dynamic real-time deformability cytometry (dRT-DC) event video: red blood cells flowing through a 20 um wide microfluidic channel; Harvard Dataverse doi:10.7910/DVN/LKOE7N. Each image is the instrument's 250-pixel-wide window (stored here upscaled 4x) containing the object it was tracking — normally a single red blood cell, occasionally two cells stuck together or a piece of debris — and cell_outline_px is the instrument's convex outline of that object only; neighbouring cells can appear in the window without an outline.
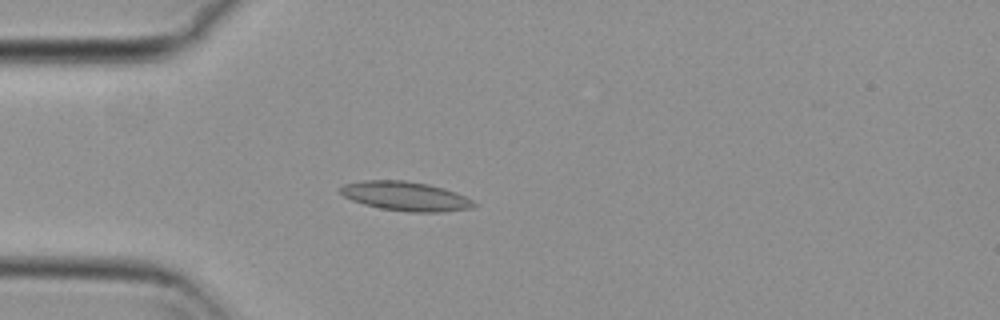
{"species": "common noctule bat (a hibernating species)", "species_latin": "Nyctalus noctula", "temperature_condition": "cold", "stored_images_in_passage": 56, "camera_frame_rate_fps": 3000, "um_per_image_px": 0.085, "animal": {"sex": "female", "body_mass_g": 29.2, "forearm_length_mm": 56.3}, "frame": {"image": 1, "passage_image": 15, "time_ms": 4.667, "image_size_px": [1000, 320], "cell_outline_px": [[476, 204], [472, 208], [444, 212], [408, 212], [380, 208], [364, 204], [352, 200], [344, 196], [340, 192], [340, 188], [344, 184], [364, 180], [404, 180], [428, 184], [444, 188], [456, 192], [472, 200]], "centroid_in_image_um": [34.48, 16.68], "position_along_channel_um": 50.5, "area_um2": 22.72}}
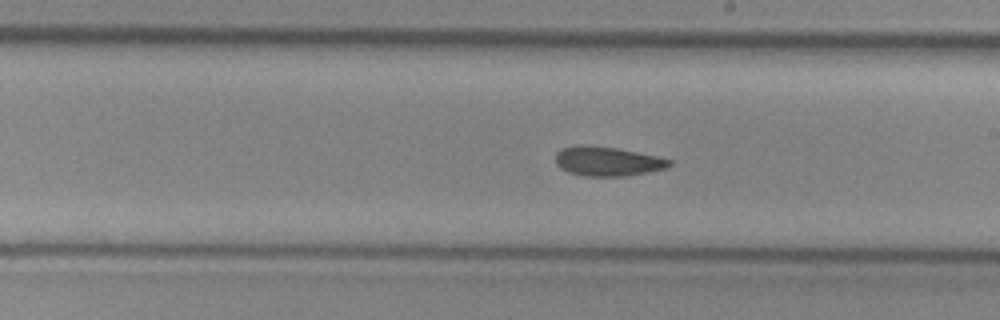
{"frame": {"image": 2, "passage_image": 31, "time_ms": 10.0, "image_size_px": [1000, 320], "cell_outline_px": [[672, 164], [668, 168], [628, 176], [584, 176], [568, 172], [560, 168], [556, 164], [556, 152], [560, 148], [580, 144], [588, 144], [616, 148], [656, 156], [672, 160]], "centroid_in_image_um": [51.61, 13.7], "position_along_channel_um": 237.4, "area_um2": 19.71}}
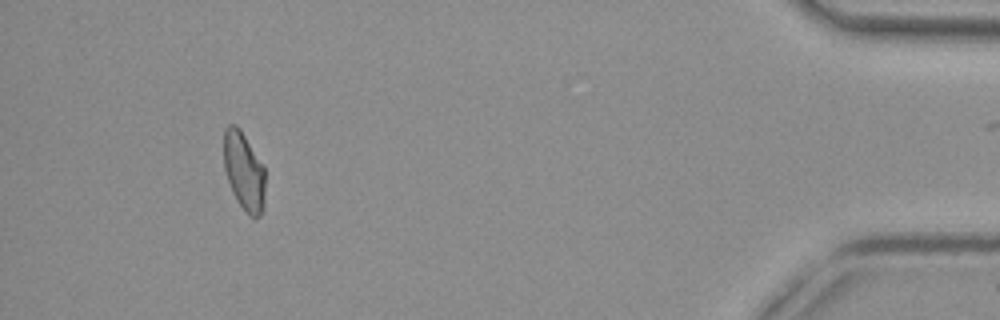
{"frame": {"image": 3, "passage_image": 51, "time_ms": 16.667, "image_size_px": [1000, 320], "cell_outline_px": [[264, 208], [260, 216], [248, 216], [236, 200], [232, 192], [224, 168], [224, 128], [228, 124], [236, 124], [240, 128], [264, 164]], "centroid_in_image_um": [20.74, 14.53], "position_along_channel_um": 414.5, "area_um2": 19.19}, "authors_computed_cell_mechanics": {"area_um2": 20.0566, "velocity_mm_per_s": 3.7104, "shape_relaxation_time_tau1_ms": null, "shape_relaxation_time_tau2_ms": 4.0453, "deformation_change_tau1": null, "deformation_change_tau2": 0.0965}}